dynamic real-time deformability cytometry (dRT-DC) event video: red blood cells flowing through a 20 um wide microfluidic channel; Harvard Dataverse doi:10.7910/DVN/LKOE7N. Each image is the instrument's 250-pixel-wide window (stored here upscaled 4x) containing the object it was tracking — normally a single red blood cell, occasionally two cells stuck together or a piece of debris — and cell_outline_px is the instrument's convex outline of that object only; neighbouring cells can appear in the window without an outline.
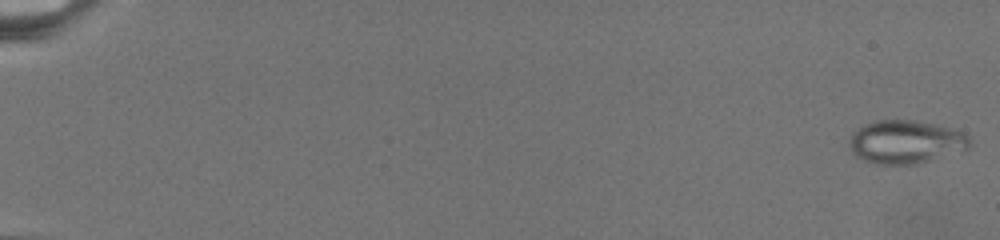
{"species": "common noctule bat (a hibernating species)", "species_latin": "Nyctalus noctula", "temperature_condition": "warm", "stored_images_in_passage": 70, "camera_frame_rate_fps": 3000, "um_per_image_px": 0.085, "animal": {"sex": "female", "body_mass_g": 19.5, "forearm_length_mm": 54.1}, "frame": {"image": 1, "passage_image": 1, "time_ms": 0.0, "image_size_px": [1000, 240], "cell_outline_px": [[972, 144], [968, 148], [916, 164], [880, 164], [864, 160], [856, 156], [852, 152], [848, 144], [852, 132], [876, 120], [916, 120], [952, 128], [964, 132], [972, 136]], "centroid_in_image_um": [77.01, 12.05], "position_along_channel_um": 8.0, "area_um2": 30.29}}
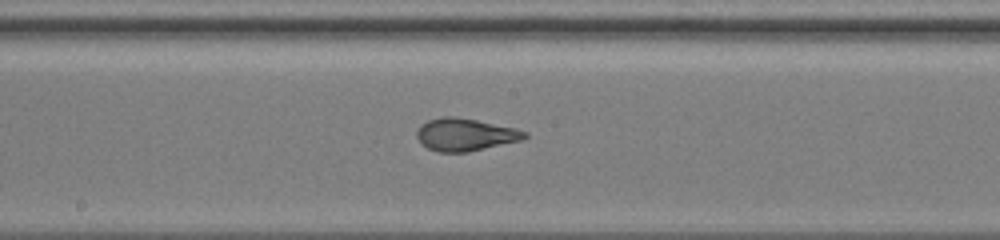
{"frame": {"image": 2, "passage_image": 45, "time_ms": 14.0, "image_size_px": [1000, 240], "cell_outline_px": [[528, 136], [520, 140], [468, 152], [436, 152], [420, 144], [416, 136], [416, 132], [420, 124], [428, 120], [444, 116], [456, 116], [516, 128], [528, 132]], "centroid_in_image_um": [39.5, 11.44], "position_along_channel_um": 208.7, "area_um2": 20.52}}
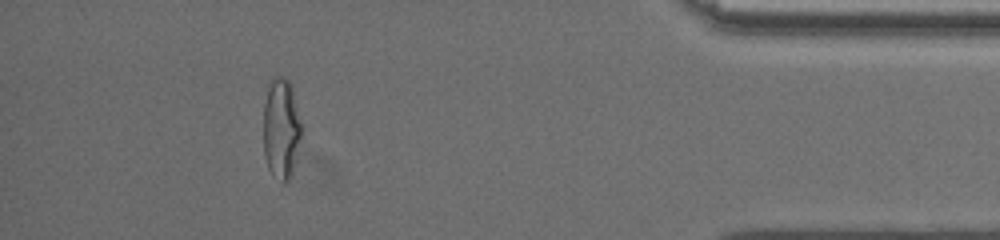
{"frame": {"image": 3, "passage_image": 62, "time_ms": 22.333, "image_size_px": [1000, 240], "cell_outline_px": [[300, 136], [288, 180], [284, 180], [272, 176], [268, 168], [264, 156], [264, 104], [268, 88], [272, 76], [280, 76], [288, 80], [292, 88], [300, 124]], "centroid_in_image_um": [23.85, 10.87], "position_along_channel_um": 411.4, "area_um2": 21.39}}